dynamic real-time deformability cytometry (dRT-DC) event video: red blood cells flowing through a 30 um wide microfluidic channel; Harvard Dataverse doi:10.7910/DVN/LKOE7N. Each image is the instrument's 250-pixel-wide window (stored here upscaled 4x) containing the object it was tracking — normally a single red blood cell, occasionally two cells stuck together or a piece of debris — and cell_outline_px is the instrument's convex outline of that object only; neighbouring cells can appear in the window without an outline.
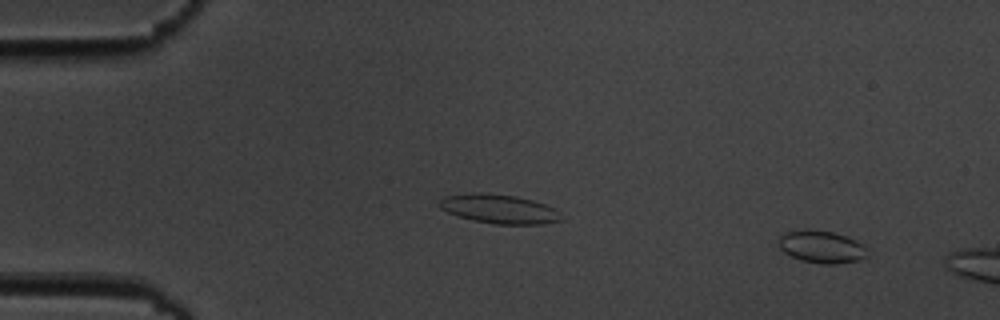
{"species": "common noctule bat (a hibernating species)", "species_latin": "Nyctalus noctula", "temperature_condition": "cold", "stored_images_in_passage": 3, "camera_frame_rate_fps": 3000, "um_per_image_px": 0.085, "animal": {"sex": "male", "body_mass_g": 19.5, "forearm_length_mm": 54.6}, "frame": {"image": 1, "passage_image": 1, "time_ms": 0.0, "image_size_px": [1000, 320], "cell_outline_px": [[868, 256], [860, 260], [836, 264], [820, 264], [800, 260], [784, 252], [780, 248], [780, 236], [788, 232], [832, 232], [856, 240], [864, 248]], "centroid_in_image_um": [69.87, 21.04], "position_along_channel_um": 15.1, "area_um2": 15.95}}